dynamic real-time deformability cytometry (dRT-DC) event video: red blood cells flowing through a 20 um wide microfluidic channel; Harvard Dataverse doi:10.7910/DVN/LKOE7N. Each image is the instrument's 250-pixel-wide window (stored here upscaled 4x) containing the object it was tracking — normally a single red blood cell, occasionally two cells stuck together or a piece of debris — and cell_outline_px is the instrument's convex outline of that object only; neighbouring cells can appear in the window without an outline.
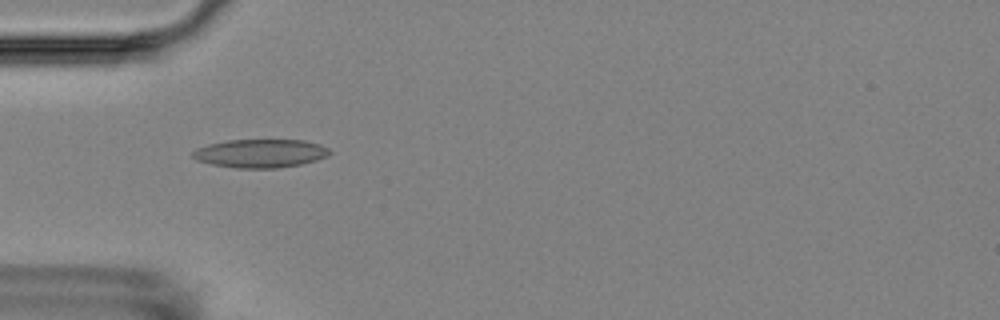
{"species": "Egyptian fruit bat (a non-hibernating species)", "species_latin": "Rousettus aegyptiacus", "temperature_condition": "room temperature", "stored_images_in_passage": 15, "camera_frame_rate_fps": 3000, "um_per_image_px": 0.085, "animal": {"sex": "female"}, "frame": {"image": 1, "passage_image": 5, "time_ms": 5.333, "image_size_px": [1000, 320], "cell_outline_px": [[332, 152], [328, 156], [316, 160], [300, 164], [276, 168], [236, 168], [212, 164], [196, 160], [192, 156], [192, 152], [196, 148], [208, 144], [228, 140], [304, 140], [320, 144], [328, 148]], "centroid_in_image_um": [22.13, 13.03], "position_along_channel_um": 62.9, "area_um2": 22.72}}
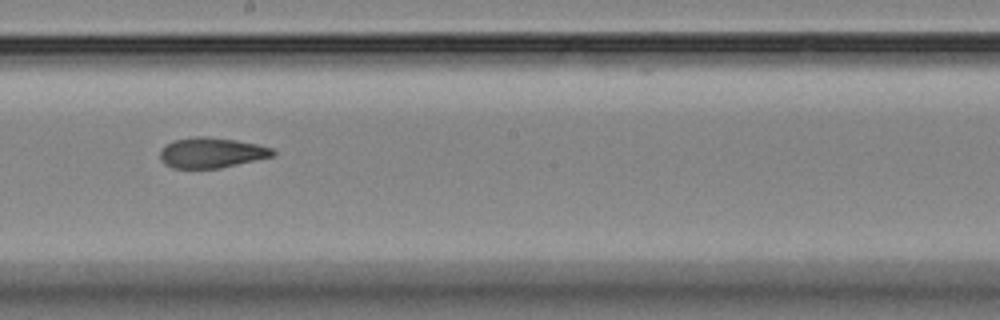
{"frame": {"image": 2, "passage_image": 9, "time_ms": 10.0, "image_size_px": [1000, 320], "cell_outline_px": [[276, 156], [220, 168], [172, 168], [164, 164], [160, 160], [160, 152], [172, 140], [196, 136], [204, 136], [236, 140], [256, 144], [272, 148], [276, 152]], "centroid_in_image_um": [18.0, 12.98], "position_along_channel_um": 230.2, "area_um2": 20.0}}
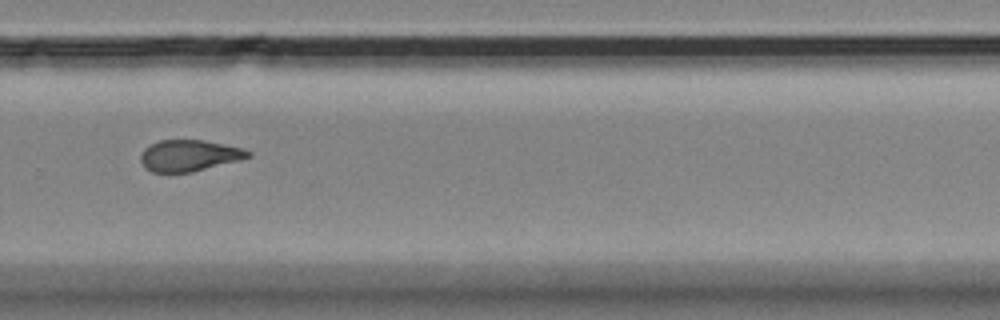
{"frame": {"image": 3, "passage_image": 11, "time_ms": 12.333, "image_size_px": [1000, 320], "cell_outline_px": [[252, 156], [240, 160], [192, 172], [152, 172], [144, 168], [140, 160], [140, 156], [144, 148], [160, 140], [204, 140], [244, 148], [252, 152]], "centroid_in_image_um": [16.1, 13.22], "position_along_channel_um": 313.7, "area_um2": 19.71}, "authors_computed_cell_mechanics": {"area_um2": 19.7098, "velocity_mm_per_s": 3.5915, "shape_relaxation_time_tau1_ms": 7.9788, "shape_relaxation_time_tau2_ms": 1.9804, "deformation_change_tau1": 0.1525, "deformation_change_tau2": 0.0713}}